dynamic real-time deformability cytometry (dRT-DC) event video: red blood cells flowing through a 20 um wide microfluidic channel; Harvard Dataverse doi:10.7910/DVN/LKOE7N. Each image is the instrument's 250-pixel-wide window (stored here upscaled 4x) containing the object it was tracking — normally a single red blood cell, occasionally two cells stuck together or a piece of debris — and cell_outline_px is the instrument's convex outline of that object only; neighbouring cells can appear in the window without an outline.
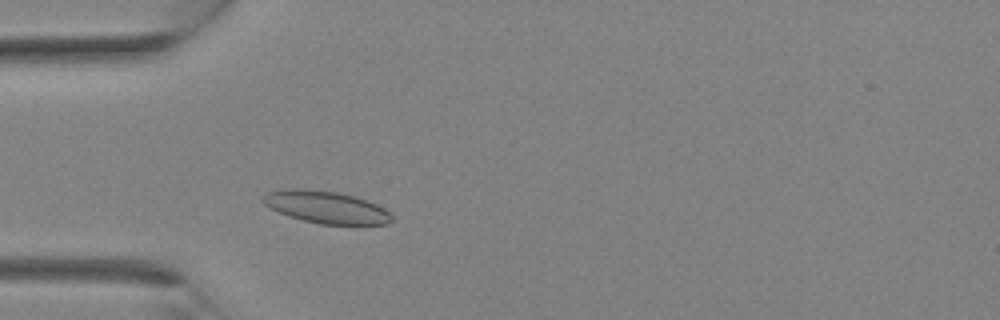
{"species": "Egyptian fruit bat (a non-hibernating species)", "species_latin": "Rousettus aegyptiacus", "temperature_condition": "room temperature", "stored_images_in_passage": 7, "camera_frame_rate_fps": 3000, "um_per_image_px": 0.085, "animal": {"sex": "female"}, "frame": {"image": 1, "passage_image": 5, "time_ms": 1.333, "image_size_px": [1000, 320], "cell_outline_px": [[392, 220], [388, 224], [320, 224], [288, 216], [264, 204], [260, 200], [264, 192], [280, 188], [308, 188], [336, 192], [356, 196], [368, 200], [384, 208], [392, 216]], "centroid_in_image_um": [27.66, 17.58], "position_along_channel_um": 57.3, "area_um2": 24.45}}
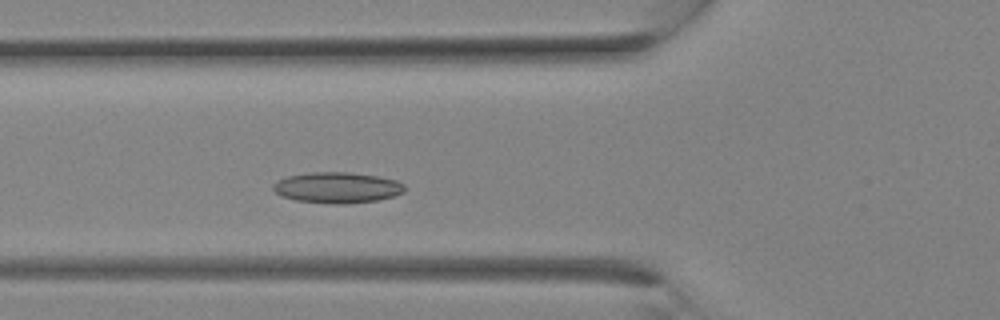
{"frame": {"image": 2, "passage_image": 7, "time_ms": 2.0, "image_size_px": [1000, 320], "cell_outline_px": [[404, 192], [392, 196], [376, 200], [344, 204], [332, 204], [296, 200], [284, 196], [276, 192], [272, 188], [272, 184], [276, 180], [288, 176], [312, 172], [348, 172], [380, 176], [396, 180], [404, 184]], "centroid_in_image_um": [28.66, 15.94], "position_along_channel_um": 97.1, "area_um2": 23.58}}